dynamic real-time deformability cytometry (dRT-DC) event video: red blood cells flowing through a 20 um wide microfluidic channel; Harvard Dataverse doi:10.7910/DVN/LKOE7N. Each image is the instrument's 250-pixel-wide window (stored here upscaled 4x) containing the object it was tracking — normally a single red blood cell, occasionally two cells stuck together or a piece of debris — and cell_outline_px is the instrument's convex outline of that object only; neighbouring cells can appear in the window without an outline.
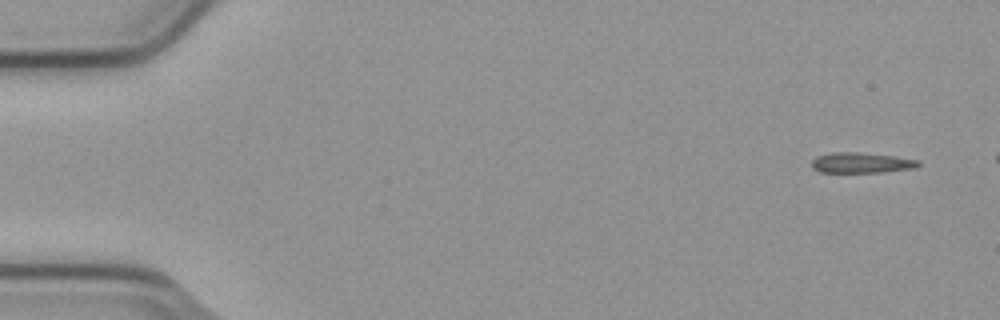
{"species": "common noctule bat (a hibernating species)", "species_latin": "Nyctalus noctula", "temperature_condition": "cold", "stored_images_in_passage": 5, "camera_frame_rate_fps": 3000, "um_per_image_px": 0.085, "animal": {"sex": "male", "body_mass_g": 23.1, "forearm_length_mm": 52.7}, "frame": {"image": 1, "passage_image": 1, "time_ms": 0.0, "image_size_px": [1000, 320], "cell_outline_px": [[920, 164], [916, 168], [884, 172], [820, 172], [812, 168], [812, 160], [816, 156], [832, 152], [856, 152], [896, 156], [920, 160]], "centroid_in_image_um": [73.23, 13.83], "position_along_channel_um": 11.8, "area_um2": 12.83}}